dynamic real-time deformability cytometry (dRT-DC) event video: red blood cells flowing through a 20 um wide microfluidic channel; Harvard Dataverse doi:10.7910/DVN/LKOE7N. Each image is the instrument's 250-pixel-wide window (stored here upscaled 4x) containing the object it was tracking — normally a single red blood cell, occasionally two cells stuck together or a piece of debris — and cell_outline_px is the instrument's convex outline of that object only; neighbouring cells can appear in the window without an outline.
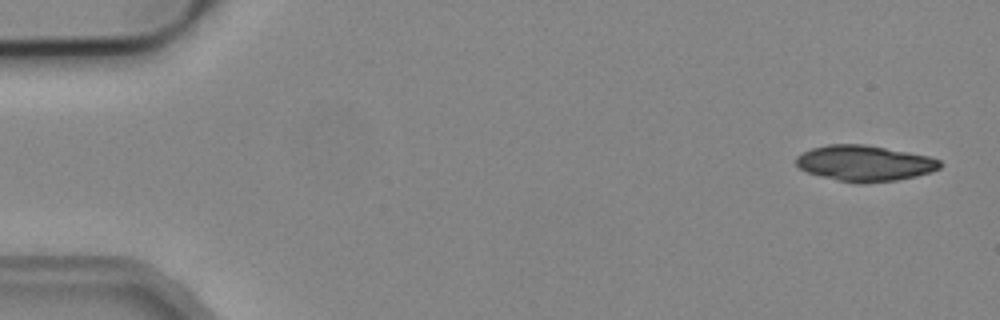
{"species": "common noctule bat (a hibernating species)", "species_latin": "Nyctalus noctula", "temperature_condition": "cold", "stored_images_in_passage": 8, "camera_frame_rate_fps": 3000, "um_per_image_px": 0.085, "animal": {"sex": "male", "body_mass_g": 19.2, "forearm_length_mm": 51.8}, "frame": {"image": 1, "passage_image": 1, "time_ms": 0.0, "image_size_px": [1000, 320], "cell_outline_px": [[940, 168], [932, 172], [916, 176], [896, 180], [864, 184], [856, 184], [836, 180], [820, 176], [808, 172], [800, 168], [796, 164], [796, 156], [812, 148], [828, 144], [864, 144], [908, 152], [928, 156], [940, 160]], "centroid_in_image_um": [73.48, 13.89], "position_along_channel_um": 11.5, "area_um2": 30.06}}
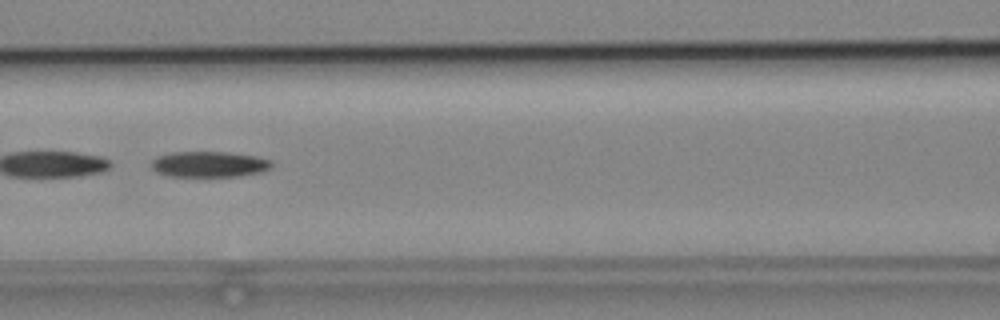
{"frame": {"image": 2, "passage_image": 7, "time_ms": 2.0, "image_size_px": [1000, 320], "cell_outline_px": [[272, 168], [260, 172], [240, 176], [168, 176], [156, 172], [152, 168], [152, 160], [160, 156], [172, 152], [228, 152], [256, 156], [272, 160]], "centroid_in_image_um": [17.81, 13.96], "position_along_channel_um": 148.8, "area_um2": 18.03}}
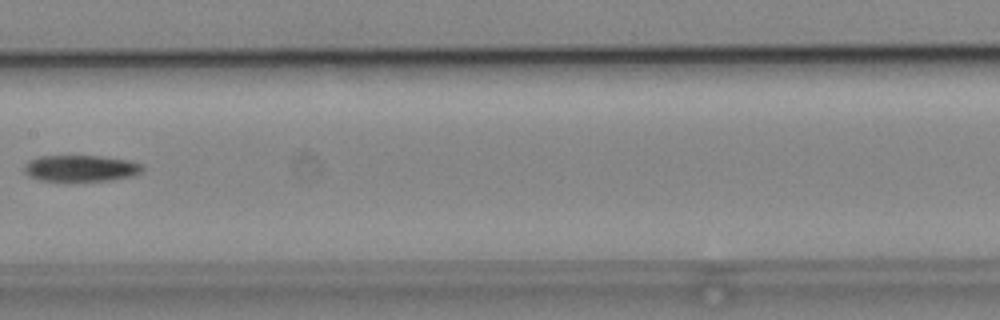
{"frame": {"image": 3, "passage_image": 8, "time_ms": 2.333, "image_size_px": [1000, 320], "cell_outline_px": [[144, 168], [140, 172], [132, 176], [112, 180], [40, 180], [28, 176], [24, 172], [24, 164], [28, 160], [40, 156], [100, 156], [128, 160], [140, 164]], "centroid_in_image_um": [6.83, 14.29], "position_along_channel_um": 200.6, "area_um2": 17.98}}